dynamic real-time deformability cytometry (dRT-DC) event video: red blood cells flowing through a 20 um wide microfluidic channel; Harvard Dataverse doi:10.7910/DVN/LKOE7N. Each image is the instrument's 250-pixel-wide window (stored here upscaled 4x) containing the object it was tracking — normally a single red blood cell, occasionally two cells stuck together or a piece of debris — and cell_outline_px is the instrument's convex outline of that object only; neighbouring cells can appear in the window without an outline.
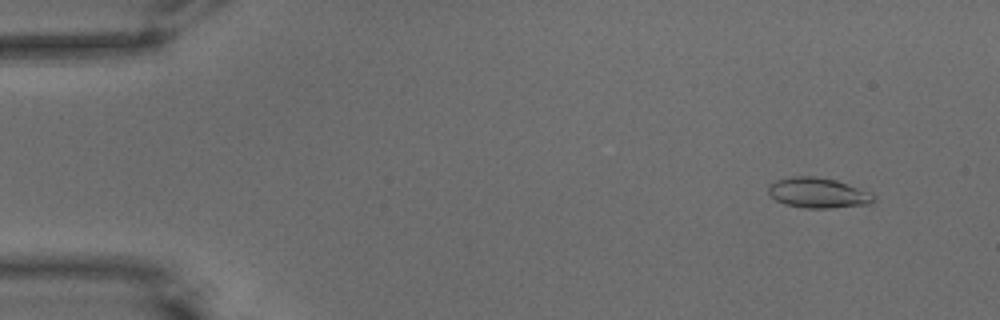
{"species": "common noctule bat (a hibernating species)", "species_latin": "Nyctalus noctula", "temperature_condition": "warm", "stored_images_in_passage": 16, "camera_frame_rate_fps": 3000, "um_per_image_px": 0.085, "animal": {"sex": "male", "body_mass_g": 15.6}, "frame": {"image": 1, "passage_image": 5, "time_ms": 1.333, "image_size_px": [1000, 320], "cell_outline_px": [[876, 196], [868, 204], [832, 208], [804, 208], [784, 204], [776, 200], [768, 192], [768, 184], [776, 180], [792, 176], [812, 176], [836, 180], [872, 192]], "centroid_in_image_um": [69.52, 16.39], "position_along_channel_um": 15.5, "area_um2": 18.61}}